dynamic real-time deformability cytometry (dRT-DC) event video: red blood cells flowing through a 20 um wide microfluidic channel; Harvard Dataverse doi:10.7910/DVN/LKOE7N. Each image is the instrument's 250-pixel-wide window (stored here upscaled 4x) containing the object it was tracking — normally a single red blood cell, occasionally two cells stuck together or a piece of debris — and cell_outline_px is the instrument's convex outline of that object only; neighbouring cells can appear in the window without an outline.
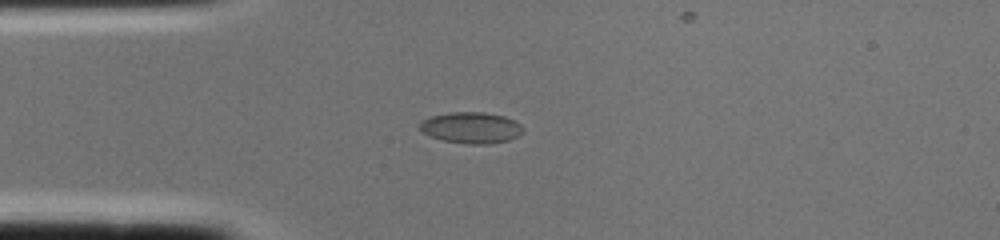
{"species": "common noctule bat (a hibernating species)", "species_latin": "Nyctalus noctula", "temperature_condition": "cold", "stored_images_in_passage": 1, "camera_frame_rate_fps": 3000, "um_per_image_px": 0.085, "animal": {"sex": "female", "body_mass_g": 22.0, "forearm_length_mm": 56.7}, "frame": {"image": 1, "passage_image": 1, "time_ms": 0.0, "image_size_px": [1000, 240], "cell_outline_px": [[524, 132], [508, 140], [488, 144], [468, 144], [444, 140], [432, 136], [424, 132], [420, 128], [420, 120], [432, 116], [448, 112], [484, 112], [504, 116], [520, 124], [524, 128]], "centroid_in_image_um": [40.06, 10.84], "position_along_channel_um": 44.9, "area_um2": 18.61}}